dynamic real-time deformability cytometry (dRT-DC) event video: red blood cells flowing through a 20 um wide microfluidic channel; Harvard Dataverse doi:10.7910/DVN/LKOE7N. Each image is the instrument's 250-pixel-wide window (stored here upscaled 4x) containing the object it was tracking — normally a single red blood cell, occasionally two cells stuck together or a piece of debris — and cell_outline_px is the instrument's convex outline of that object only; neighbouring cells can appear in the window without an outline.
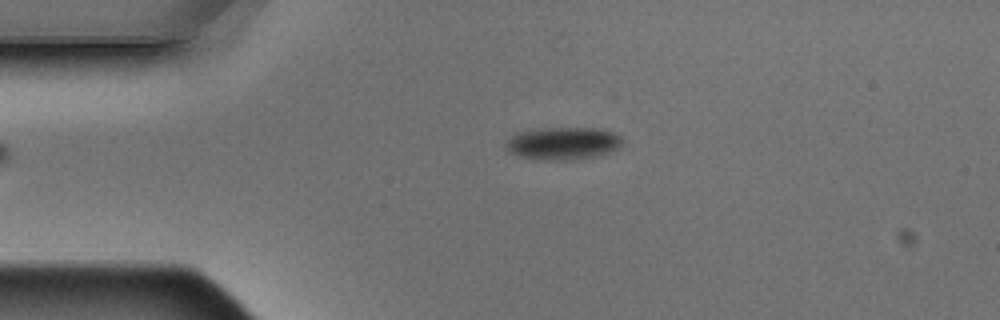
{"species": "Egyptian fruit bat (a non-hibernating species)", "species_latin": "Rousettus aegyptiacus", "temperature_condition": "warm", "stored_images_in_passage": 3, "camera_frame_rate_fps": 3000, "um_per_image_px": 0.085, "animal": {"sex": "male"}, "frame": {"image": 1, "passage_image": 2, "time_ms": 0.333, "image_size_px": [1000, 320], "cell_outline_px": [[624, 140], [616, 148], [592, 156], [556, 160], [520, 156], [512, 152], [508, 148], [508, 140], [516, 132], [532, 128], [604, 128], [620, 136]], "centroid_in_image_um": [47.85, 12.13], "position_along_channel_um": 37.1, "area_um2": 21.39}}